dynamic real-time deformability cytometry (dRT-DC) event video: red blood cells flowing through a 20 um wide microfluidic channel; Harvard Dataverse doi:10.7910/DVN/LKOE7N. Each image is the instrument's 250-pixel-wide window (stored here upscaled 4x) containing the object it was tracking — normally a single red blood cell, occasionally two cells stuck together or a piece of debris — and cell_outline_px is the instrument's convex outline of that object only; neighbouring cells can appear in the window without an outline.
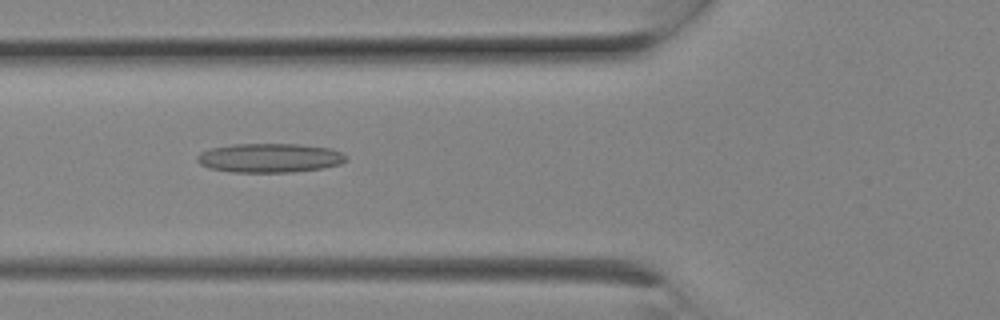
{"species": "Egyptian fruit bat (a non-hibernating species)", "species_latin": "Rousettus aegyptiacus", "temperature_condition": "room temperature", "stored_images_in_passage": 4, "camera_frame_rate_fps": 3000, "um_per_image_px": 0.085, "animal": {"sex": "female"}, "frame": {"image": 1, "passage_image": 3, "time_ms": 0.667, "image_size_px": [1000, 320], "cell_outline_px": [[348, 160], [340, 164], [324, 168], [292, 172], [232, 172], [208, 168], [200, 164], [196, 160], [196, 156], [200, 152], [212, 148], [232, 144], [300, 144], [328, 148], [340, 152], [348, 156]], "centroid_in_image_um": [22.92, 13.43], "position_along_channel_um": 102.9, "area_um2": 25.43}}
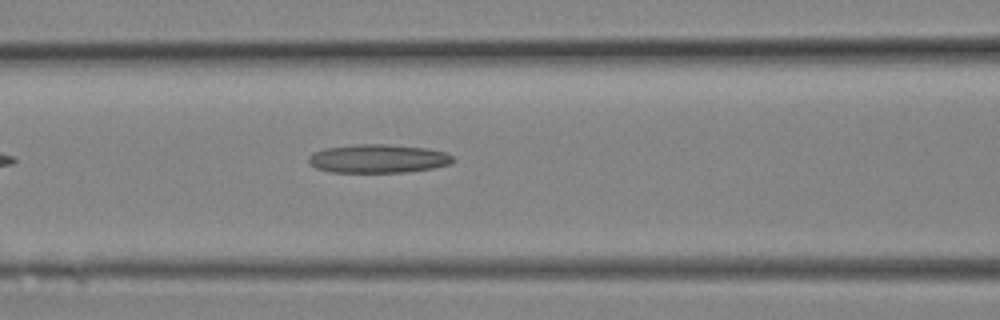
{"frame": {"image": 2, "passage_image": 4, "time_ms": 1.0, "image_size_px": [1000, 320], "cell_outline_px": [[456, 160], [452, 164], [432, 168], [404, 172], [332, 172], [316, 168], [308, 160], [308, 156], [312, 152], [328, 148], [356, 144], [388, 144], [428, 148], [444, 152], [452, 156]], "centroid_in_image_um": [32.17, 13.48], "position_along_channel_um": 134.4, "area_um2": 24.04}}